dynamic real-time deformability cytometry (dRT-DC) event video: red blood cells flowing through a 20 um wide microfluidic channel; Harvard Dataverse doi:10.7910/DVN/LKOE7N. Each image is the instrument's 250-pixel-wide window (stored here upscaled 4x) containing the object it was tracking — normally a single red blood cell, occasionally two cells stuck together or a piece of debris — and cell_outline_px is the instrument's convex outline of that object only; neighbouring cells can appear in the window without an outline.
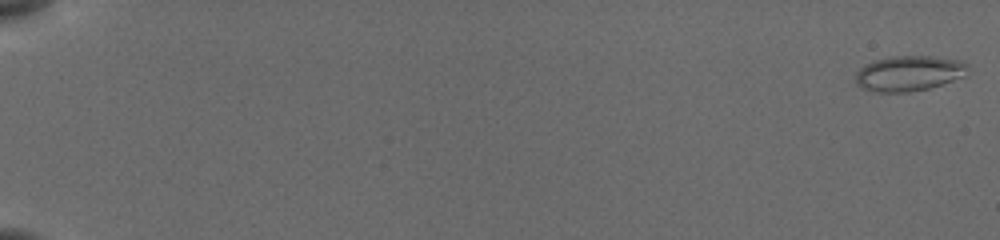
{"species": "common noctule bat (a hibernating species)", "species_latin": "Nyctalus noctula", "temperature_condition": "cold", "stored_images_in_passage": 55, "camera_frame_rate_fps": 3000, "um_per_image_px": 0.085, "animal": {"sex": "female", "body_mass_g": 19.5, "forearm_length_mm": 54.1}, "frame": {"image": 1, "passage_image": 1, "time_ms": 0.0, "image_size_px": [1000, 240], "cell_outline_px": [[968, 64], [964, 76], [928, 88], [908, 92], [876, 92], [864, 88], [856, 84], [856, 72], [864, 64], [888, 56], [932, 56], [960, 60]], "centroid_in_image_um": [77.23, 6.22], "position_along_channel_um": 7.8, "area_um2": 22.95}}
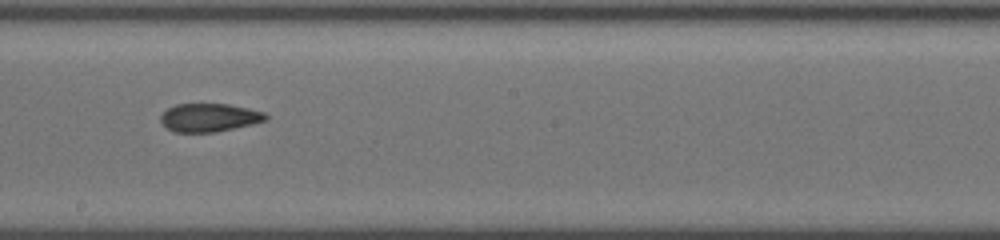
{"frame": {"image": 2, "passage_image": 34, "time_ms": 11.0, "image_size_px": [1000, 240], "cell_outline_px": [[268, 120], [252, 124], [216, 132], [172, 132], [160, 120], [160, 116], [168, 108], [176, 104], [228, 104], [248, 108], [264, 112], [268, 116]], "centroid_in_image_um": [17.8, 9.99], "position_along_channel_um": 230.4, "area_um2": 17.28}}
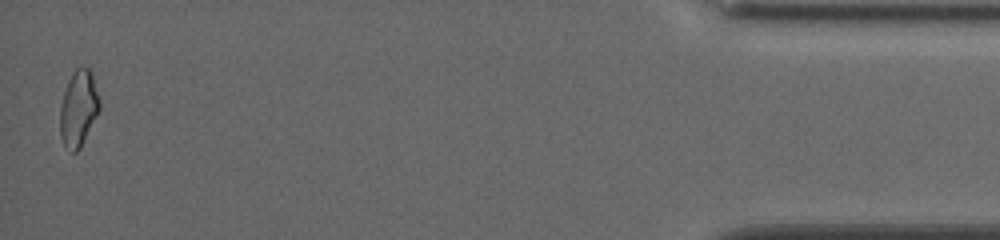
{"frame": {"image": 3, "passage_image": 55, "time_ms": 18.0, "image_size_px": [1000, 240], "cell_outline_px": [[100, 108], [80, 148], [76, 152], [72, 152], [64, 148], [60, 136], [60, 104], [68, 80], [72, 72], [80, 64], [88, 68], [92, 72], [100, 100]], "centroid_in_image_um": [6.66, 9.19], "position_along_channel_um": 428.5, "area_um2": 17.74}, "authors_computed_cell_mechanics": {"area_um2": 18.0914, "velocity_mm_per_s": 3.8869, "shape_relaxation_time_tau1_ms": null, "shape_relaxation_time_tau2_ms": 2.3462, "deformation_change_tau1": null, "deformation_change_tau2": 0.0752}}